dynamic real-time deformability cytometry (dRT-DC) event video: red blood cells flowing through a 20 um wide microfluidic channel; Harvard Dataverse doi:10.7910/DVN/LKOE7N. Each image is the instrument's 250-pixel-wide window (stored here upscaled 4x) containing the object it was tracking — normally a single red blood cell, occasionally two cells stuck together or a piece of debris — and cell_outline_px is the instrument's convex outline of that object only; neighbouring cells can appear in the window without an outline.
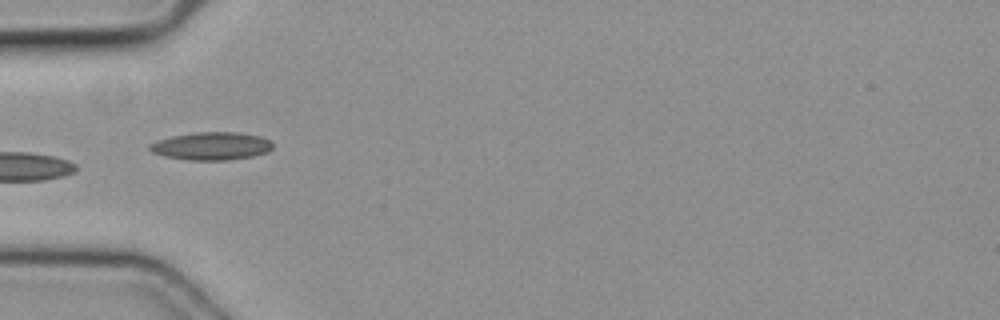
{"species": "common noctule bat (a hibernating species)", "species_latin": "Nyctalus noctula", "temperature_condition": "cold", "stored_images_in_passage": 4, "camera_frame_rate_fps": 3000, "um_per_image_px": 0.085, "animal": {"sex": "female", "body_mass_g": 19.3, "forearm_length_mm": 54.1}, "frame": {"image": 1, "passage_image": 4, "time_ms": 1.0, "image_size_px": [1000, 320], "cell_outline_px": [[272, 148], [268, 152], [252, 156], [228, 160], [188, 160], [164, 156], [152, 152], [148, 148], [148, 144], [156, 140], [172, 136], [196, 132], [240, 132], [260, 136], [268, 140], [272, 144]], "centroid_in_image_um": [17.94, 12.41], "position_along_channel_um": 67.1, "area_um2": 20.06}}